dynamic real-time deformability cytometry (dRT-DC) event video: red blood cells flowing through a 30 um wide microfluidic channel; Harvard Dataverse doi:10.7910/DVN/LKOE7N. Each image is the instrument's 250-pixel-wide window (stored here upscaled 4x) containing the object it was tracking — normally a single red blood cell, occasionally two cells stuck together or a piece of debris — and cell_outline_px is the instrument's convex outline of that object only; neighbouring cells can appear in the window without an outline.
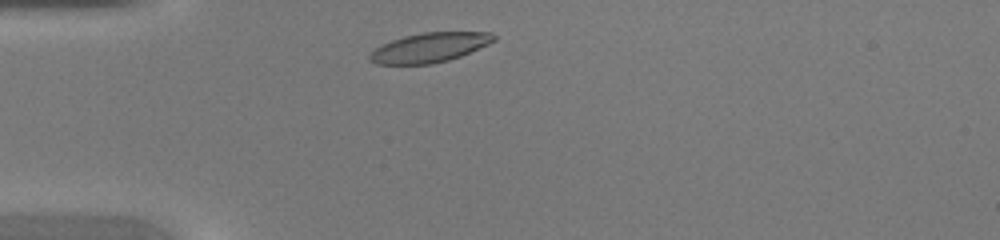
{"species": "common noctule bat (a hibernating species)", "species_latin": "Nyctalus noctula", "temperature_condition": "warm", "stored_images_in_passage": 29, "camera_frame_rate_fps": 3000, "um_per_image_px": 0.085, "animal": {"sex": "female", "body_mass_g": 20.0, "forearm_length_mm": 54.0}, "frame": {"image": 1, "passage_image": 2, "time_ms": 0.333, "image_size_px": [1000, 240], "cell_outline_px": [[496, 40], [488, 44], [460, 56], [448, 60], [432, 64], [376, 64], [368, 60], [368, 56], [376, 48], [392, 40], [404, 36], [424, 32], [492, 32], [496, 36]], "centroid_in_image_um": [36.52, 4.04], "position_along_channel_um": 48.5, "area_um2": 21.21}}
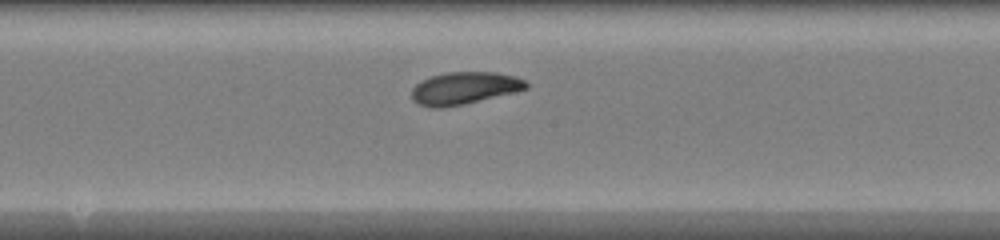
{"frame": {"image": 2, "passage_image": 14, "time_ms": 4.333, "image_size_px": [1000, 240], "cell_outline_px": [[528, 88], [464, 104], [440, 108], [432, 108], [416, 104], [412, 100], [412, 88], [420, 80], [432, 76], [448, 72], [496, 72], [516, 76], [524, 80], [528, 84]], "centroid_in_image_um": [39.42, 7.49], "position_along_channel_um": 208.8, "area_um2": 21.5}}
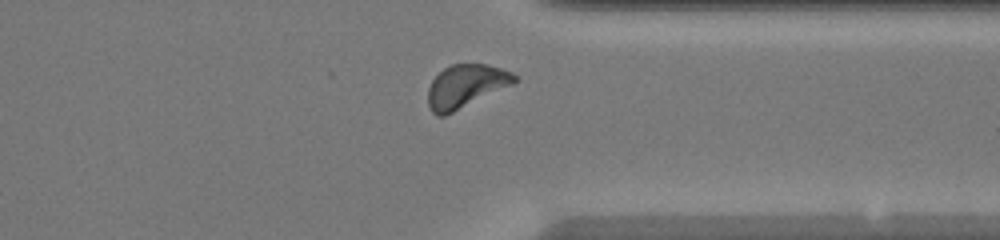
{"frame": {"image": 3, "passage_image": 25, "time_ms": 8.0, "image_size_px": [1000, 240], "cell_outline_px": [[516, 80], [512, 84], [444, 116], [436, 116], [428, 108], [428, 88], [432, 80], [444, 68], [452, 64], [488, 64], [512, 72], [516, 76]], "centroid_in_image_um": [39.55, 7.32], "position_along_channel_um": 371.9, "area_um2": 21.44}}